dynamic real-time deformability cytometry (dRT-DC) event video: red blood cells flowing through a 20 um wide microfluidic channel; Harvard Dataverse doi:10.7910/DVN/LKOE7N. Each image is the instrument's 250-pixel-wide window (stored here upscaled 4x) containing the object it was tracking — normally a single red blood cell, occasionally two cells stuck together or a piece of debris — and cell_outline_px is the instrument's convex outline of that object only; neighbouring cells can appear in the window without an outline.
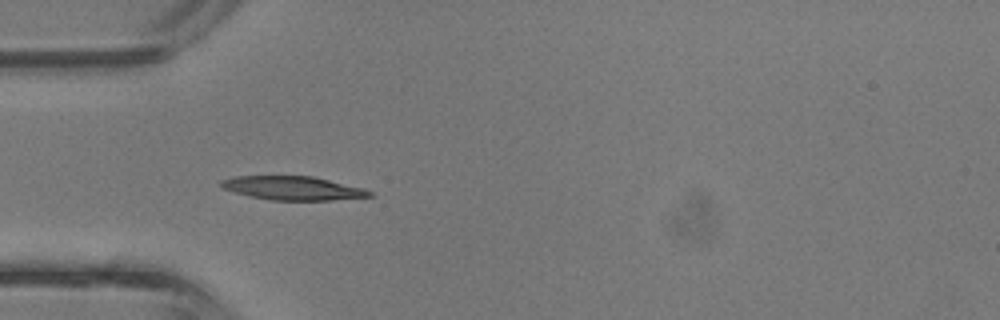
{"species": "common noctule bat (a hibernating species)", "species_latin": "Nyctalus noctula", "temperature_condition": "room temperature", "stored_images_in_passage": 5, "camera_frame_rate_fps": 3000, "um_per_image_px": 0.085, "animal": {"sex": "male", "body_mass_g": 13.3}, "frame": {"image": 1, "passage_image": 5, "time_ms": 1.333, "image_size_px": [1000, 320], "cell_outline_px": [[372, 196], [332, 200], [272, 200], [248, 196], [224, 188], [220, 184], [220, 180], [232, 176], [312, 176], [364, 188], [372, 192]], "centroid_in_image_um": [24.88, 15.99], "position_along_channel_um": 60.1, "area_um2": 20.4}}